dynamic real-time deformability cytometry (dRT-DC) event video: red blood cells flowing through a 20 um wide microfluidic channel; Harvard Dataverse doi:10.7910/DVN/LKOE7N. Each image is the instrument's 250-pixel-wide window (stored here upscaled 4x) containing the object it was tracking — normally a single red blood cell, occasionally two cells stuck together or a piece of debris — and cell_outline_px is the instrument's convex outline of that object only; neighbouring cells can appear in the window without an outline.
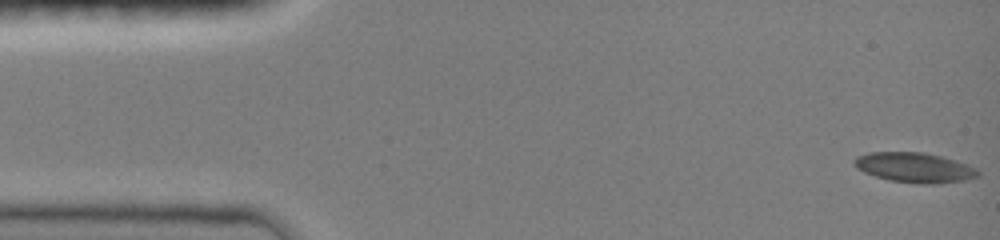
{"species": "common noctule bat (a hibernating species)", "species_latin": "Nyctalus noctula", "temperature_condition": "room temperature", "stored_images_in_passage": 15, "camera_frame_rate_fps": 3000, "um_per_image_px": 0.085, "animal": {"sex": "female", "body_mass_g": 19.0, "forearm_length_mm": 51.5}, "frame": {"image": 1, "passage_image": 1, "time_ms": 0.0, "image_size_px": [1000, 240], "cell_outline_px": [[980, 176], [964, 180], [932, 184], [916, 184], [888, 180], [864, 172], [856, 168], [852, 164], [852, 160], [856, 156], [868, 152], [924, 152], [956, 160], [968, 164], [976, 168], [980, 172]], "centroid_in_image_um": [77.71, 14.24], "position_along_channel_um": 7.3, "area_um2": 21.85}}
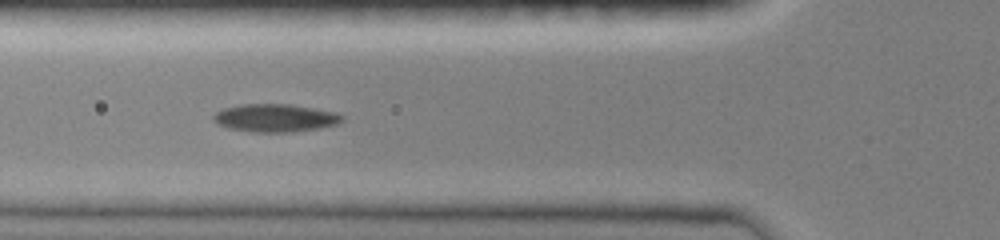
{"frame": {"image": 2, "passage_image": 11, "time_ms": 5.333, "image_size_px": [1000, 240], "cell_outline_px": [[344, 120], [336, 124], [320, 128], [292, 132], [252, 132], [228, 128], [212, 120], [212, 116], [216, 112], [224, 108], [240, 104], [292, 104], [336, 112], [344, 116]], "centroid_in_image_um": [23.4, 10.02], "position_along_channel_um": 102.4, "area_um2": 21.04}}
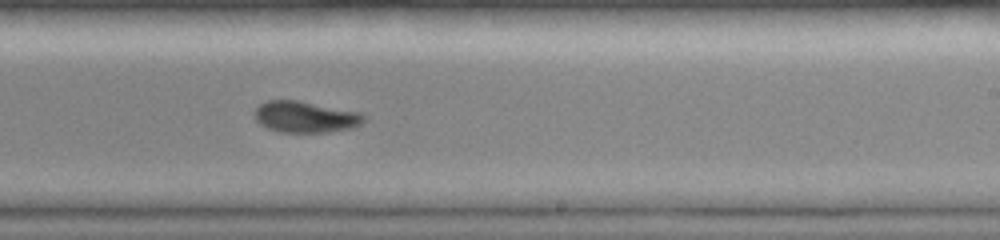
{"frame": {"image": 3, "passage_image": 15, "time_ms": 9.333, "image_size_px": [1000, 240], "cell_outline_px": [[364, 120], [360, 124], [352, 128], [324, 132], [280, 132], [268, 128], [260, 124], [256, 120], [256, 108], [260, 104], [268, 100], [296, 100], [360, 112], [364, 116]], "centroid_in_image_um": [25.95, 9.93], "position_along_channel_um": 263.1, "area_um2": 19.65}}